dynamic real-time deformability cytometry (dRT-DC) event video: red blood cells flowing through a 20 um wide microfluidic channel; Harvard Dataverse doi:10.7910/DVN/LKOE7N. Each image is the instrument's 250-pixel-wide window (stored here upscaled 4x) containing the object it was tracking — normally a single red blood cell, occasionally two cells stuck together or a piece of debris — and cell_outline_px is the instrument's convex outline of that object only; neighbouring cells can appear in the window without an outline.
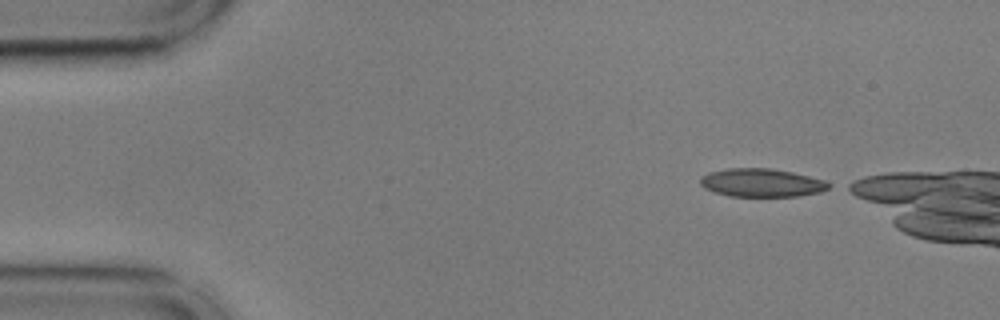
{"species": "common noctule bat (a hibernating species)", "species_latin": "Nyctalus noctula", "temperature_condition": "cold", "stored_images_in_passage": 8, "camera_frame_rate_fps": 3000, "um_per_image_px": 0.085, "animal": {"sex": "male", "body_mass_g": 17.9, "forearm_length_mm": 54.2}, "frame": {"image": 1, "passage_image": 1, "time_ms": 0.0, "image_size_px": [1000, 320], "cell_outline_px": [[832, 184], [828, 188], [820, 192], [800, 196], [728, 196], [704, 188], [700, 184], [700, 176], [708, 172], [728, 168], [772, 168], [792, 172], [824, 180]], "centroid_in_image_um": [64.72, 15.53], "position_along_channel_um": 20.3, "area_um2": 21.21}}